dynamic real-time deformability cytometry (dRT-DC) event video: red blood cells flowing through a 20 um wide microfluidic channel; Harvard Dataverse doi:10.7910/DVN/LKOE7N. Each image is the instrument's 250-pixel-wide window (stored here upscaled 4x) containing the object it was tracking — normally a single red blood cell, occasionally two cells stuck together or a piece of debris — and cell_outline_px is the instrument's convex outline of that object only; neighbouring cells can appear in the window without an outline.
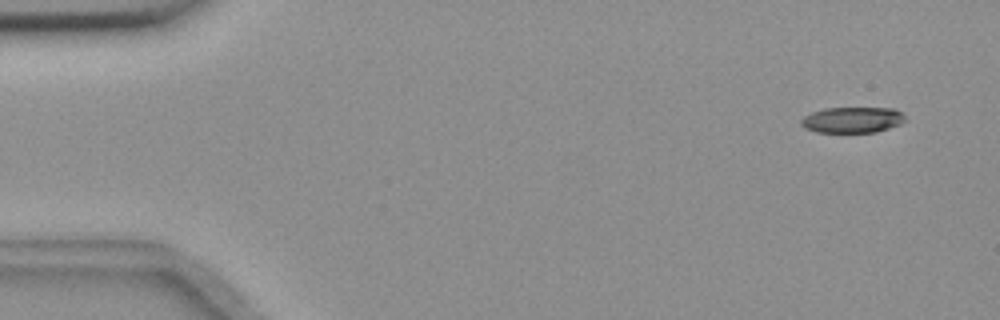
{"species": "common noctule bat (a hibernating species)", "species_latin": "Nyctalus noctula", "temperature_condition": "room temperature", "stored_images_in_passage": 53, "camera_frame_rate_fps": 3000, "um_per_image_px": 0.085, "animal": {"sex": "female", "body_mass_g": 18.4}, "frame": {"image": 1, "passage_image": 1, "time_ms": 0.0, "image_size_px": [1000, 320], "cell_outline_px": [[904, 120], [900, 124], [876, 132], [816, 132], [804, 128], [800, 124], [800, 120], [804, 116], [812, 112], [824, 108], [892, 108], [900, 112], [904, 116]], "centroid_in_image_um": [72.4, 10.19], "position_along_channel_um": 12.6, "area_um2": 15.61}}
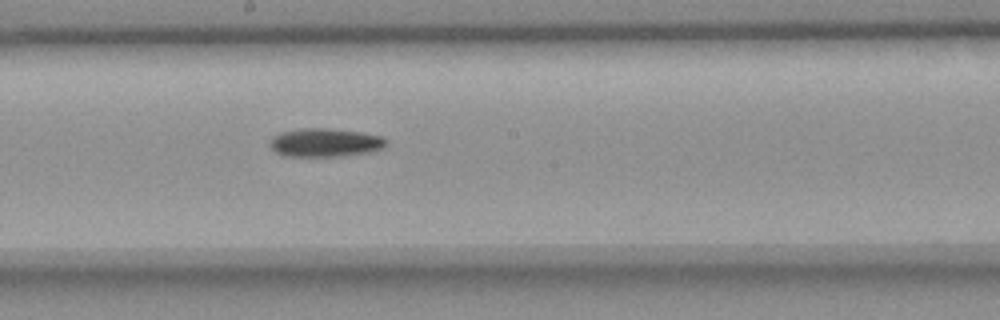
{"frame": {"image": 2, "passage_image": 28, "time_ms": 9.0, "image_size_px": [1000, 320], "cell_outline_px": [[388, 140], [380, 148], [368, 152], [340, 156], [284, 156], [276, 152], [268, 144], [272, 136], [280, 132], [304, 128], [324, 128], [360, 132], [384, 136]], "centroid_in_image_um": [27.59, 12.11], "position_along_channel_um": 220.6, "area_um2": 19.19}}
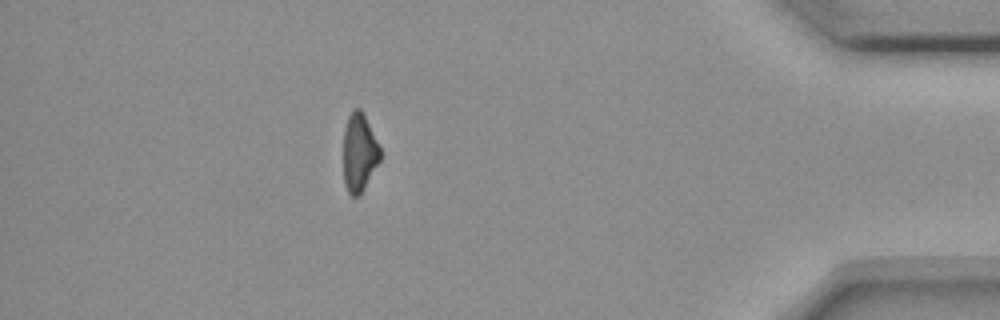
{"frame": {"image": 3, "passage_image": 47, "time_ms": 15.333, "image_size_px": [1000, 320], "cell_outline_px": [[380, 160], [360, 196], [352, 196], [348, 192], [344, 184], [344, 128], [348, 116], [352, 108], [360, 108], [364, 112], [380, 148]], "centroid_in_image_um": [30.53, 12.94], "position_along_channel_um": 404.7, "area_um2": 16.88}, "authors_computed_cell_mechanics": {"area_um2": 18.3226, "velocity_mm_per_s": 3.646, "shape_relaxation_time_tau1_ms": 10.0305, "shape_relaxation_time_tau2_ms": null, "deformation_change_tau1": 0.2281, "deformation_change_tau2": null}}